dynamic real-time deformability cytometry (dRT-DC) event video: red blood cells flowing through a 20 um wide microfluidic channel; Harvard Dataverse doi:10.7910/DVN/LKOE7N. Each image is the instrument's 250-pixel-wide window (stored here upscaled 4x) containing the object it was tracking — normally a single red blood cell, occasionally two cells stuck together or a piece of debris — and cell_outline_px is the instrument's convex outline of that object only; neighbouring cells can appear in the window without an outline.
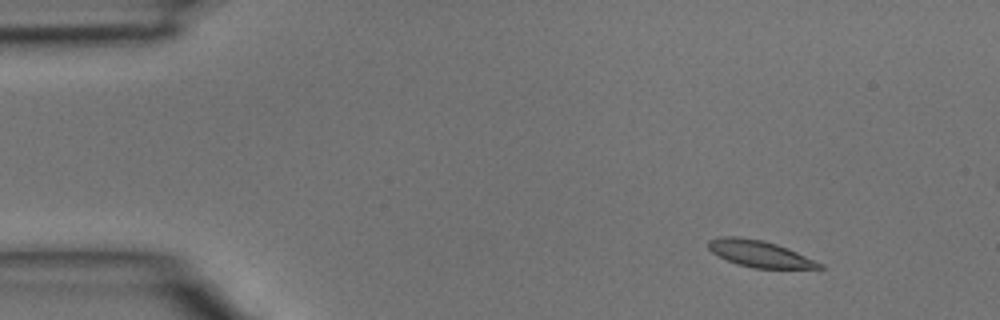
{"species": "common noctule bat (a hibernating species)", "species_latin": "Nyctalus noctula", "temperature_condition": "room temperature", "stored_images_in_passage": 5, "segment_of_instrument_passage": [1, 2], "camera_frame_rate_fps": 3000, "um_per_image_px": 0.085, "animal": {"sex": "male", "body_mass_g": 15.6}, "frame": {"image": 1, "passage_image": 2, "time_ms": 0.333, "image_size_px": [1000, 320], "cell_outline_px": [[824, 268], [756, 268], [736, 264], [712, 252], [708, 248], [708, 240], [720, 236], [736, 236], [764, 240], [788, 248], [824, 264]], "centroid_in_image_um": [64.56, 21.56], "position_along_channel_um": 20.4, "area_um2": 17.11}}